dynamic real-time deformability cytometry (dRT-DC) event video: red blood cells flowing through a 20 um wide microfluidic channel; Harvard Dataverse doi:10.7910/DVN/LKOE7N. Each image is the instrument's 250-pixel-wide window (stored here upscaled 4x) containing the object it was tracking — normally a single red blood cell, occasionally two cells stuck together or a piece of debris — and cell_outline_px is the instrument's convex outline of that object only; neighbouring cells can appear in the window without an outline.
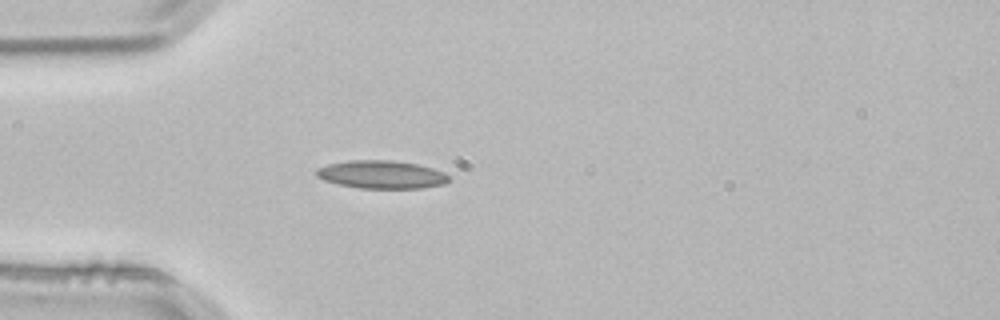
{"species": "common noctule bat (a hibernating species)", "species_latin": "Nyctalus noctula", "temperature_condition": "room temperature", "stored_images_in_passage": 2, "camera_frame_rate_fps": 3000, "um_per_image_px": 0.085, "animal": {"sex": "male", "body_mass_g": 21.5, "forearm_length_mm": 52.0}, "frame": {"image": 1, "passage_image": 2, "time_ms": 0.333, "image_size_px": [1000, 320], "cell_outline_px": [[452, 180], [444, 184], [424, 188], [360, 188], [336, 184], [324, 180], [316, 176], [316, 168], [328, 164], [352, 160], [392, 160], [416, 164], [432, 168], [444, 172]], "centroid_in_image_um": [32.44, 14.84], "position_along_channel_um": 52.6, "area_um2": 21.73}}